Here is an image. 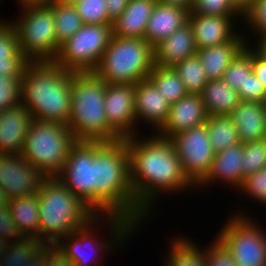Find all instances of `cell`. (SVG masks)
<instances>
[{"label":"cell","mask_w":266,"mask_h":266,"mask_svg":"<svg viewBox=\"0 0 266 266\" xmlns=\"http://www.w3.org/2000/svg\"><path fill=\"white\" fill-rule=\"evenodd\" d=\"M236 211L239 213L227 218L215 237L233 255L237 266H266V228L249 213Z\"/></svg>","instance_id":"obj_10"},{"label":"cell","mask_w":266,"mask_h":266,"mask_svg":"<svg viewBox=\"0 0 266 266\" xmlns=\"http://www.w3.org/2000/svg\"><path fill=\"white\" fill-rule=\"evenodd\" d=\"M243 179L266 167V138L243 143Z\"/></svg>","instance_id":"obj_36"},{"label":"cell","mask_w":266,"mask_h":266,"mask_svg":"<svg viewBox=\"0 0 266 266\" xmlns=\"http://www.w3.org/2000/svg\"><path fill=\"white\" fill-rule=\"evenodd\" d=\"M154 65V48L145 39L113 35L94 72L106 83L136 84Z\"/></svg>","instance_id":"obj_7"},{"label":"cell","mask_w":266,"mask_h":266,"mask_svg":"<svg viewBox=\"0 0 266 266\" xmlns=\"http://www.w3.org/2000/svg\"><path fill=\"white\" fill-rule=\"evenodd\" d=\"M53 9L55 37L60 46L71 38L83 25L75 5L53 3L49 5Z\"/></svg>","instance_id":"obj_32"},{"label":"cell","mask_w":266,"mask_h":266,"mask_svg":"<svg viewBox=\"0 0 266 266\" xmlns=\"http://www.w3.org/2000/svg\"><path fill=\"white\" fill-rule=\"evenodd\" d=\"M9 209L14 223L24 238L39 240V200L37 194L11 199Z\"/></svg>","instance_id":"obj_27"},{"label":"cell","mask_w":266,"mask_h":266,"mask_svg":"<svg viewBox=\"0 0 266 266\" xmlns=\"http://www.w3.org/2000/svg\"><path fill=\"white\" fill-rule=\"evenodd\" d=\"M71 107L67 126L76 140L114 142L121 138L109 127L104 111L106 82L94 71H71Z\"/></svg>","instance_id":"obj_4"},{"label":"cell","mask_w":266,"mask_h":266,"mask_svg":"<svg viewBox=\"0 0 266 266\" xmlns=\"http://www.w3.org/2000/svg\"><path fill=\"white\" fill-rule=\"evenodd\" d=\"M266 88L252 72L244 83L243 90L239 93L240 100L263 102Z\"/></svg>","instance_id":"obj_43"},{"label":"cell","mask_w":266,"mask_h":266,"mask_svg":"<svg viewBox=\"0 0 266 266\" xmlns=\"http://www.w3.org/2000/svg\"><path fill=\"white\" fill-rule=\"evenodd\" d=\"M21 104V78L0 74V111Z\"/></svg>","instance_id":"obj_40"},{"label":"cell","mask_w":266,"mask_h":266,"mask_svg":"<svg viewBox=\"0 0 266 266\" xmlns=\"http://www.w3.org/2000/svg\"><path fill=\"white\" fill-rule=\"evenodd\" d=\"M238 19L243 23V16L193 15L189 12L188 21L194 32L196 48L211 47L233 40L242 32L238 29L241 27L236 22Z\"/></svg>","instance_id":"obj_16"},{"label":"cell","mask_w":266,"mask_h":266,"mask_svg":"<svg viewBox=\"0 0 266 266\" xmlns=\"http://www.w3.org/2000/svg\"><path fill=\"white\" fill-rule=\"evenodd\" d=\"M243 143H239L215 153L212 166L205 179L196 187L206 189L219 182L225 184V188L238 190L243 182L242 161ZM228 184V185H227Z\"/></svg>","instance_id":"obj_19"},{"label":"cell","mask_w":266,"mask_h":266,"mask_svg":"<svg viewBox=\"0 0 266 266\" xmlns=\"http://www.w3.org/2000/svg\"><path fill=\"white\" fill-rule=\"evenodd\" d=\"M229 116L237 129L241 143L266 138V104L264 102L241 100Z\"/></svg>","instance_id":"obj_23"},{"label":"cell","mask_w":266,"mask_h":266,"mask_svg":"<svg viewBox=\"0 0 266 266\" xmlns=\"http://www.w3.org/2000/svg\"><path fill=\"white\" fill-rule=\"evenodd\" d=\"M98 224L101 227L104 226L103 228L107 226L106 230H109L107 231L109 240L106 238L104 240L103 236H99L100 226ZM137 230L139 229L131 221L121 216L96 215L84 227L78 228L64 238H61L54 246L68 257L75 266H104V264L101 265V260L104 261L102 256L104 257L105 254L103 255L102 253H109L120 245L122 246L118 247L119 249L125 248L124 245L127 244V240L134 236L133 234ZM99 255L102 256L100 257ZM99 258L100 262L97 263Z\"/></svg>","instance_id":"obj_6"},{"label":"cell","mask_w":266,"mask_h":266,"mask_svg":"<svg viewBox=\"0 0 266 266\" xmlns=\"http://www.w3.org/2000/svg\"><path fill=\"white\" fill-rule=\"evenodd\" d=\"M79 0H56L57 3L75 5Z\"/></svg>","instance_id":"obj_55"},{"label":"cell","mask_w":266,"mask_h":266,"mask_svg":"<svg viewBox=\"0 0 266 266\" xmlns=\"http://www.w3.org/2000/svg\"><path fill=\"white\" fill-rule=\"evenodd\" d=\"M10 198L7 196L6 192L0 187V207L8 206Z\"/></svg>","instance_id":"obj_53"},{"label":"cell","mask_w":266,"mask_h":266,"mask_svg":"<svg viewBox=\"0 0 266 266\" xmlns=\"http://www.w3.org/2000/svg\"><path fill=\"white\" fill-rule=\"evenodd\" d=\"M46 244L37 238H22L10 242L8 250L0 258V266H28L29 262Z\"/></svg>","instance_id":"obj_35"},{"label":"cell","mask_w":266,"mask_h":266,"mask_svg":"<svg viewBox=\"0 0 266 266\" xmlns=\"http://www.w3.org/2000/svg\"><path fill=\"white\" fill-rule=\"evenodd\" d=\"M71 96V71L54 61L26 64L21 77V103L33 119L67 125Z\"/></svg>","instance_id":"obj_3"},{"label":"cell","mask_w":266,"mask_h":266,"mask_svg":"<svg viewBox=\"0 0 266 266\" xmlns=\"http://www.w3.org/2000/svg\"><path fill=\"white\" fill-rule=\"evenodd\" d=\"M158 0H129L124 12L113 22V35L144 39L148 20Z\"/></svg>","instance_id":"obj_25"},{"label":"cell","mask_w":266,"mask_h":266,"mask_svg":"<svg viewBox=\"0 0 266 266\" xmlns=\"http://www.w3.org/2000/svg\"><path fill=\"white\" fill-rule=\"evenodd\" d=\"M134 88L135 84L106 83L104 111L109 127L121 139L140 133L135 115Z\"/></svg>","instance_id":"obj_14"},{"label":"cell","mask_w":266,"mask_h":266,"mask_svg":"<svg viewBox=\"0 0 266 266\" xmlns=\"http://www.w3.org/2000/svg\"><path fill=\"white\" fill-rule=\"evenodd\" d=\"M243 18L242 27L247 24L243 27L245 30L249 26L251 34H266V0H254L252 6L243 14Z\"/></svg>","instance_id":"obj_41"},{"label":"cell","mask_w":266,"mask_h":266,"mask_svg":"<svg viewBox=\"0 0 266 266\" xmlns=\"http://www.w3.org/2000/svg\"><path fill=\"white\" fill-rule=\"evenodd\" d=\"M76 141L67 125L32 119L21 154L42 175L54 177Z\"/></svg>","instance_id":"obj_8"},{"label":"cell","mask_w":266,"mask_h":266,"mask_svg":"<svg viewBox=\"0 0 266 266\" xmlns=\"http://www.w3.org/2000/svg\"><path fill=\"white\" fill-rule=\"evenodd\" d=\"M29 60L21 53L15 28L6 20L0 22V74L21 78Z\"/></svg>","instance_id":"obj_26"},{"label":"cell","mask_w":266,"mask_h":266,"mask_svg":"<svg viewBox=\"0 0 266 266\" xmlns=\"http://www.w3.org/2000/svg\"><path fill=\"white\" fill-rule=\"evenodd\" d=\"M252 72V48L247 44L224 71L222 80L239 94Z\"/></svg>","instance_id":"obj_34"},{"label":"cell","mask_w":266,"mask_h":266,"mask_svg":"<svg viewBox=\"0 0 266 266\" xmlns=\"http://www.w3.org/2000/svg\"><path fill=\"white\" fill-rule=\"evenodd\" d=\"M245 33L249 34L244 30L229 42L197 49V55L209 80L222 79L232 60L249 43L250 34L247 36Z\"/></svg>","instance_id":"obj_22"},{"label":"cell","mask_w":266,"mask_h":266,"mask_svg":"<svg viewBox=\"0 0 266 266\" xmlns=\"http://www.w3.org/2000/svg\"><path fill=\"white\" fill-rule=\"evenodd\" d=\"M208 116L201 95L188 93L170 105L168 119L156 133L171 138L184 130L205 124Z\"/></svg>","instance_id":"obj_17"},{"label":"cell","mask_w":266,"mask_h":266,"mask_svg":"<svg viewBox=\"0 0 266 266\" xmlns=\"http://www.w3.org/2000/svg\"><path fill=\"white\" fill-rule=\"evenodd\" d=\"M189 11L157 1L148 20L144 39L153 48L188 22Z\"/></svg>","instance_id":"obj_21"},{"label":"cell","mask_w":266,"mask_h":266,"mask_svg":"<svg viewBox=\"0 0 266 266\" xmlns=\"http://www.w3.org/2000/svg\"><path fill=\"white\" fill-rule=\"evenodd\" d=\"M200 95L208 115H229L241 101L222 79L209 80Z\"/></svg>","instance_id":"obj_28"},{"label":"cell","mask_w":266,"mask_h":266,"mask_svg":"<svg viewBox=\"0 0 266 266\" xmlns=\"http://www.w3.org/2000/svg\"><path fill=\"white\" fill-rule=\"evenodd\" d=\"M252 69L254 75L266 88V60L252 49Z\"/></svg>","instance_id":"obj_45"},{"label":"cell","mask_w":266,"mask_h":266,"mask_svg":"<svg viewBox=\"0 0 266 266\" xmlns=\"http://www.w3.org/2000/svg\"><path fill=\"white\" fill-rule=\"evenodd\" d=\"M263 102L266 104V92H265V96H264Z\"/></svg>","instance_id":"obj_56"},{"label":"cell","mask_w":266,"mask_h":266,"mask_svg":"<svg viewBox=\"0 0 266 266\" xmlns=\"http://www.w3.org/2000/svg\"><path fill=\"white\" fill-rule=\"evenodd\" d=\"M32 119L22 103L0 111V154H20L23 151Z\"/></svg>","instance_id":"obj_20"},{"label":"cell","mask_w":266,"mask_h":266,"mask_svg":"<svg viewBox=\"0 0 266 266\" xmlns=\"http://www.w3.org/2000/svg\"><path fill=\"white\" fill-rule=\"evenodd\" d=\"M170 140L182 163L184 173L197 187L209 173L215 152L206 124L184 130Z\"/></svg>","instance_id":"obj_12"},{"label":"cell","mask_w":266,"mask_h":266,"mask_svg":"<svg viewBox=\"0 0 266 266\" xmlns=\"http://www.w3.org/2000/svg\"><path fill=\"white\" fill-rule=\"evenodd\" d=\"M173 69L183 81L188 93L200 94L209 81L197 54L175 64Z\"/></svg>","instance_id":"obj_33"},{"label":"cell","mask_w":266,"mask_h":266,"mask_svg":"<svg viewBox=\"0 0 266 266\" xmlns=\"http://www.w3.org/2000/svg\"><path fill=\"white\" fill-rule=\"evenodd\" d=\"M140 135L124 138L129 153L130 183L137 205L152 217L161 194L195 191L196 186L184 173L170 138L155 132L149 137Z\"/></svg>","instance_id":"obj_1"},{"label":"cell","mask_w":266,"mask_h":266,"mask_svg":"<svg viewBox=\"0 0 266 266\" xmlns=\"http://www.w3.org/2000/svg\"><path fill=\"white\" fill-rule=\"evenodd\" d=\"M113 36V24H84L60 45L53 60L72 72L94 71Z\"/></svg>","instance_id":"obj_11"},{"label":"cell","mask_w":266,"mask_h":266,"mask_svg":"<svg viewBox=\"0 0 266 266\" xmlns=\"http://www.w3.org/2000/svg\"><path fill=\"white\" fill-rule=\"evenodd\" d=\"M197 54L194 32L189 21L154 47L155 65L173 67Z\"/></svg>","instance_id":"obj_24"},{"label":"cell","mask_w":266,"mask_h":266,"mask_svg":"<svg viewBox=\"0 0 266 266\" xmlns=\"http://www.w3.org/2000/svg\"><path fill=\"white\" fill-rule=\"evenodd\" d=\"M193 15L243 16L231 0H194Z\"/></svg>","instance_id":"obj_38"},{"label":"cell","mask_w":266,"mask_h":266,"mask_svg":"<svg viewBox=\"0 0 266 266\" xmlns=\"http://www.w3.org/2000/svg\"><path fill=\"white\" fill-rule=\"evenodd\" d=\"M159 1L165 4H171L174 6L181 7L190 12L194 0H159Z\"/></svg>","instance_id":"obj_50"},{"label":"cell","mask_w":266,"mask_h":266,"mask_svg":"<svg viewBox=\"0 0 266 266\" xmlns=\"http://www.w3.org/2000/svg\"><path fill=\"white\" fill-rule=\"evenodd\" d=\"M50 245H45L29 262L28 266H48Z\"/></svg>","instance_id":"obj_48"},{"label":"cell","mask_w":266,"mask_h":266,"mask_svg":"<svg viewBox=\"0 0 266 266\" xmlns=\"http://www.w3.org/2000/svg\"><path fill=\"white\" fill-rule=\"evenodd\" d=\"M236 192L247 195V198L252 199L253 202L257 201L262 206L266 205V167L244 178Z\"/></svg>","instance_id":"obj_39"},{"label":"cell","mask_w":266,"mask_h":266,"mask_svg":"<svg viewBox=\"0 0 266 266\" xmlns=\"http://www.w3.org/2000/svg\"><path fill=\"white\" fill-rule=\"evenodd\" d=\"M206 246L204 247L206 266H237L233 255L215 236L211 244L208 243Z\"/></svg>","instance_id":"obj_42"},{"label":"cell","mask_w":266,"mask_h":266,"mask_svg":"<svg viewBox=\"0 0 266 266\" xmlns=\"http://www.w3.org/2000/svg\"><path fill=\"white\" fill-rule=\"evenodd\" d=\"M0 237L10 242L24 238L11 217L9 206L0 207Z\"/></svg>","instance_id":"obj_44"},{"label":"cell","mask_w":266,"mask_h":266,"mask_svg":"<svg viewBox=\"0 0 266 266\" xmlns=\"http://www.w3.org/2000/svg\"><path fill=\"white\" fill-rule=\"evenodd\" d=\"M54 177L93 211V141L77 140Z\"/></svg>","instance_id":"obj_13"},{"label":"cell","mask_w":266,"mask_h":266,"mask_svg":"<svg viewBox=\"0 0 266 266\" xmlns=\"http://www.w3.org/2000/svg\"><path fill=\"white\" fill-rule=\"evenodd\" d=\"M235 7L244 14L253 4L254 0H231Z\"/></svg>","instance_id":"obj_51"},{"label":"cell","mask_w":266,"mask_h":266,"mask_svg":"<svg viewBox=\"0 0 266 266\" xmlns=\"http://www.w3.org/2000/svg\"><path fill=\"white\" fill-rule=\"evenodd\" d=\"M56 0H17L20 5H50L55 3Z\"/></svg>","instance_id":"obj_52"},{"label":"cell","mask_w":266,"mask_h":266,"mask_svg":"<svg viewBox=\"0 0 266 266\" xmlns=\"http://www.w3.org/2000/svg\"><path fill=\"white\" fill-rule=\"evenodd\" d=\"M75 7L84 24H113L108 16L106 0H79Z\"/></svg>","instance_id":"obj_37"},{"label":"cell","mask_w":266,"mask_h":266,"mask_svg":"<svg viewBox=\"0 0 266 266\" xmlns=\"http://www.w3.org/2000/svg\"><path fill=\"white\" fill-rule=\"evenodd\" d=\"M10 23L16 30L18 46L29 61H53L60 46L55 37L53 9L49 5H20Z\"/></svg>","instance_id":"obj_9"},{"label":"cell","mask_w":266,"mask_h":266,"mask_svg":"<svg viewBox=\"0 0 266 266\" xmlns=\"http://www.w3.org/2000/svg\"><path fill=\"white\" fill-rule=\"evenodd\" d=\"M187 236H173L168 244V254L164 256V266H206L204 247ZM170 245V247H169Z\"/></svg>","instance_id":"obj_29"},{"label":"cell","mask_w":266,"mask_h":266,"mask_svg":"<svg viewBox=\"0 0 266 266\" xmlns=\"http://www.w3.org/2000/svg\"><path fill=\"white\" fill-rule=\"evenodd\" d=\"M134 91L137 124L147 123L156 133L168 119L170 104L148 78L137 82Z\"/></svg>","instance_id":"obj_18"},{"label":"cell","mask_w":266,"mask_h":266,"mask_svg":"<svg viewBox=\"0 0 266 266\" xmlns=\"http://www.w3.org/2000/svg\"><path fill=\"white\" fill-rule=\"evenodd\" d=\"M205 124L215 153L240 143L237 129L229 115H209Z\"/></svg>","instance_id":"obj_31"},{"label":"cell","mask_w":266,"mask_h":266,"mask_svg":"<svg viewBox=\"0 0 266 266\" xmlns=\"http://www.w3.org/2000/svg\"><path fill=\"white\" fill-rule=\"evenodd\" d=\"M257 37V38H256ZM255 41H253L254 45L251 44L252 41H249V46L262 58L266 60V34H260L255 36ZM257 39V40H256ZM256 43V44H255Z\"/></svg>","instance_id":"obj_49"},{"label":"cell","mask_w":266,"mask_h":266,"mask_svg":"<svg viewBox=\"0 0 266 266\" xmlns=\"http://www.w3.org/2000/svg\"><path fill=\"white\" fill-rule=\"evenodd\" d=\"M37 195L40 205L39 240L46 245H55L96 216L56 177H44Z\"/></svg>","instance_id":"obj_5"},{"label":"cell","mask_w":266,"mask_h":266,"mask_svg":"<svg viewBox=\"0 0 266 266\" xmlns=\"http://www.w3.org/2000/svg\"><path fill=\"white\" fill-rule=\"evenodd\" d=\"M48 266H75L70 259L60 252L54 245H50Z\"/></svg>","instance_id":"obj_47"},{"label":"cell","mask_w":266,"mask_h":266,"mask_svg":"<svg viewBox=\"0 0 266 266\" xmlns=\"http://www.w3.org/2000/svg\"><path fill=\"white\" fill-rule=\"evenodd\" d=\"M9 244H10V241L5 240L0 237V258L8 250Z\"/></svg>","instance_id":"obj_54"},{"label":"cell","mask_w":266,"mask_h":266,"mask_svg":"<svg viewBox=\"0 0 266 266\" xmlns=\"http://www.w3.org/2000/svg\"><path fill=\"white\" fill-rule=\"evenodd\" d=\"M93 212L118 215L137 228L148 216L136 203L130 183L129 153L124 139L93 141Z\"/></svg>","instance_id":"obj_2"},{"label":"cell","mask_w":266,"mask_h":266,"mask_svg":"<svg viewBox=\"0 0 266 266\" xmlns=\"http://www.w3.org/2000/svg\"><path fill=\"white\" fill-rule=\"evenodd\" d=\"M148 79L170 105L188 94L183 81L173 67L154 65Z\"/></svg>","instance_id":"obj_30"},{"label":"cell","mask_w":266,"mask_h":266,"mask_svg":"<svg viewBox=\"0 0 266 266\" xmlns=\"http://www.w3.org/2000/svg\"><path fill=\"white\" fill-rule=\"evenodd\" d=\"M42 175L22 154H0V187L11 199L37 194Z\"/></svg>","instance_id":"obj_15"},{"label":"cell","mask_w":266,"mask_h":266,"mask_svg":"<svg viewBox=\"0 0 266 266\" xmlns=\"http://www.w3.org/2000/svg\"><path fill=\"white\" fill-rule=\"evenodd\" d=\"M129 0H106L109 19L114 22L126 9Z\"/></svg>","instance_id":"obj_46"}]
</instances>
